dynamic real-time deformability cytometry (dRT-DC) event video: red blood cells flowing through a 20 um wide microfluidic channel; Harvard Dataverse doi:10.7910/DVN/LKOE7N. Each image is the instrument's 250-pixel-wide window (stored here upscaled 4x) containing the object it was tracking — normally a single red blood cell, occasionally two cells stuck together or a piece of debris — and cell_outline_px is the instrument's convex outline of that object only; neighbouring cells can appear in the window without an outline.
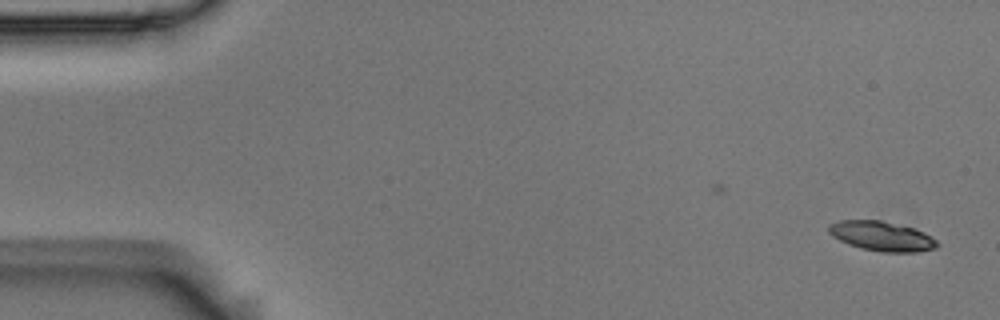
{"species": "Egyptian fruit bat (a non-hibernating species)", "species_latin": "Rousettus aegyptiacus", "temperature_condition": "room temperature", "stored_images_in_passage": 2, "camera_frame_rate_fps": 3000, "um_per_image_px": 0.085, "animal": {"sex": "male"}, "frame": {"image": 1, "passage_image": 2, "time_ms": 0.333, "image_size_px": [1000, 320], "cell_outline_px": [[940, 244], [936, 248], [916, 252], [880, 252], [860, 248], [848, 244], [832, 236], [828, 232], [828, 224], [840, 220], [880, 220], [912, 228], [924, 232], [932, 236]], "centroid_in_image_um": [74.94, 20.08], "position_along_channel_um": 10.1, "area_um2": 18.79}}